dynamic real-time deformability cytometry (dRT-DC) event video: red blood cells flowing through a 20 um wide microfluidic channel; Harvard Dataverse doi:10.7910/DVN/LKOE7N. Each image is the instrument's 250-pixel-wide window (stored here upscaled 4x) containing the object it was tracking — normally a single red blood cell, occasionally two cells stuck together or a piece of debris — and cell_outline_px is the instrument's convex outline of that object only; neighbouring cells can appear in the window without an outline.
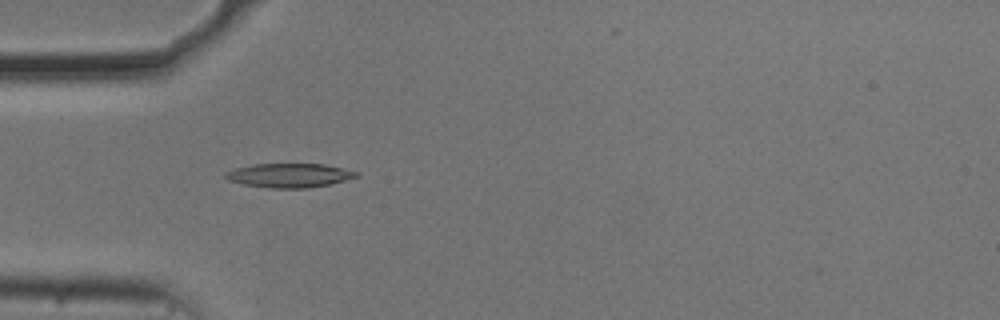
{"species": "common noctule bat (a hibernating species)", "species_latin": "Nyctalus noctula", "temperature_condition": "cold", "stored_images_in_passage": 38, "camera_frame_rate_fps": 3000, "um_per_image_px": 0.085, "animal": {"sex": "male", "body_mass_g": 20.5, "forearm_length_mm": 52.5}, "frame": {"image": 1, "passage_image": 4, "time_ms": 1.0, "image_size_px": [1000, 320], "cell_outline_px": [[360, 176], [332, 184], [308, 188], [272, 188], [244, 184], [228, 180], [224, 176], [224, 172], [236, 168], [256, 164], [324, 164], [356, 172]], "centroid_in_image_um": [24.59, 14.91], "position_along_channel_um": 60.4, "area_um2": 18.21}}
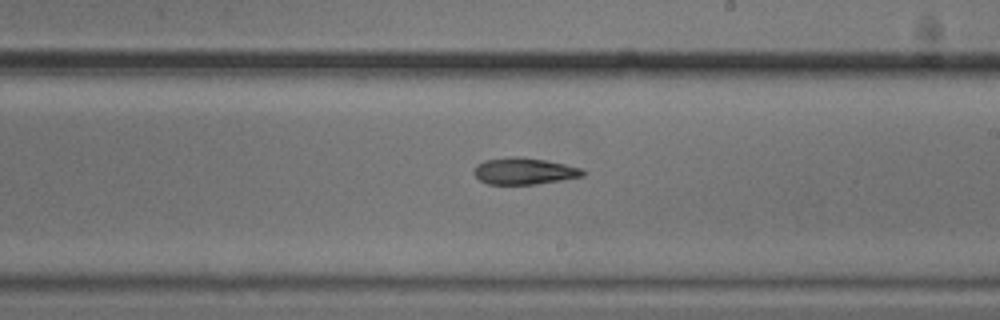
{"frame": {"image": 2, "passage_image": 19, "time_ms": 6.0, "image_size_px": [1000, 320], "cell_outline_px": [[584, 176], [536, 184], [488, 184], [480, 180], [472, 172], [476, 164], [484, 160], [512, 156], [520, 156], [544, 160], [564, 164], [580, 168], [584, 172]], "centroid_in_image_um": [44.5, 14.54], "position_along_channel_um": 244.5, "area_um2": 16.82}}
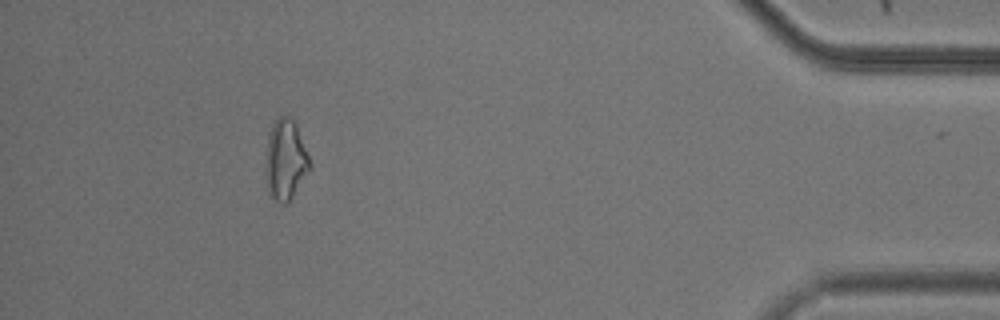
{"frame": {"image": 3, "passage_image": 37, "time_ms": 12.0, "image_size_px": [1000, 320], "cell_outline_px": [[312, 168], [288, 204], [284, 204], [276, 200], [268, 192], [264, 168], [268, 132], [272, 124], [280, 116], [288, 116], [296, 124], [312, 164]], "centroid_in_image_um": [24.26, 13.61], "position_along_channel_um": 410.9, "area_um2": 21.1}}